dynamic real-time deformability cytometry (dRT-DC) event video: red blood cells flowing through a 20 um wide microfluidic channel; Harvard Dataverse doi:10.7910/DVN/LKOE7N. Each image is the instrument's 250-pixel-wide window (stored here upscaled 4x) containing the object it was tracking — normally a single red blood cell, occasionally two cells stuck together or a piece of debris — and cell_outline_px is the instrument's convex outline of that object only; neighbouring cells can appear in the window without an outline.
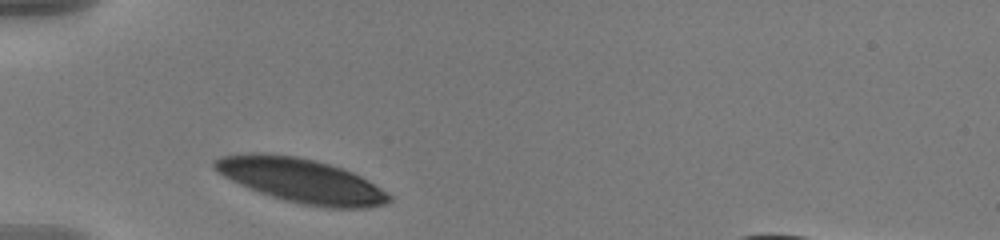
{"species": "human", "species_latin": "Homo sapiens", "temperature_condition": "warm", "stored_images_in_passage": 6, "camera_frame_rate_fps": 3000, "um_per_image_px": 0.085, "donor": {"sex": "male"}, "frame": {"image": 1, "passage_image": 1, "time_ms": 0.0, "image_size_px": [1000, 240], "cell_outline_px": [[392, 200], [388, 204], [368, 208], [328, 208], [304, 204], [284, 200], [248, 188], [216, 172], [212, 168], [212, 160], [224, 156], [248, 152], [264, 152], [296, 156], [316, 160], [352, 172], [368, 180], [388, 192], [392, 196]], "centroid_in_image_um": [25.61, 15.34], "position_along_channel_um": 59.4, "area_um2": 45.2}}
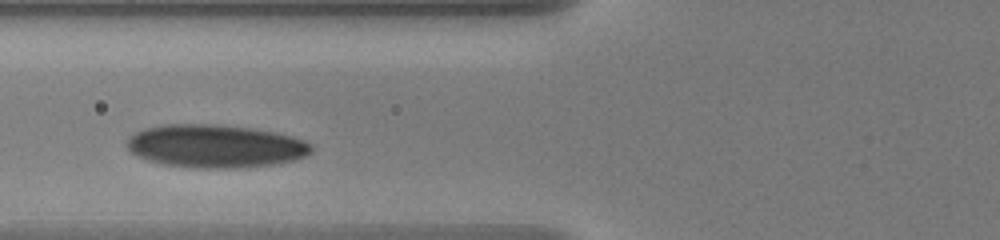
{"frame": {"image": 2, "passage_image": 3, "time_ms": 0.667, "image_size_px": [1000, 240], "cell_outline_px": [[312, 152], [308, 156], [296, 160], [272, 164], [244, 168], [188, 168], [164, 164], [148, 160], [132, 152], [124, 144], [128, 136], [144, 128], [164, 124], [212, 124], [252, 128], [276, 132], [304, 140], [312, 144]], "centroid_in_image_um": [18.31, 12.42], "position_along_channel_um": 107.5, "area_um2": 46.7}}
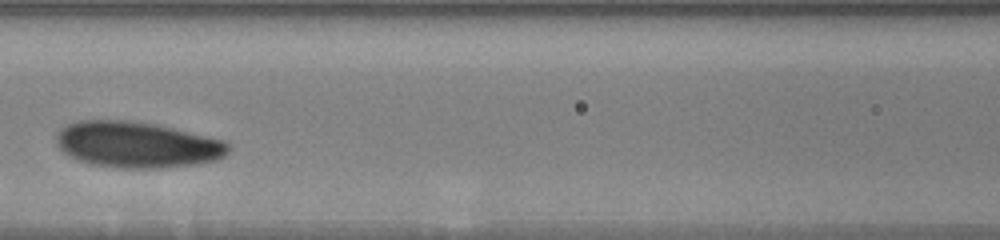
{"frame": {"image": 3, "passage_image": 5, "time_ms": 1.333, "image_size_px": [1000, 240], "cell_outline_px": [[232, 148], [224, 156], [216, 160], [196, 164], [160, 168], [116, 168], [92, 164], [76, 160], [64, 152], [56, 144], [56, 136], [60, 128], [68, 124], [80, 120], [128, 120], [156, 124], [224, 140], [232, 144]], "centroid_in_image_um": [11.66, 12.3], "position_along_channel_um": 154.9, "area_um2": 46.47}}